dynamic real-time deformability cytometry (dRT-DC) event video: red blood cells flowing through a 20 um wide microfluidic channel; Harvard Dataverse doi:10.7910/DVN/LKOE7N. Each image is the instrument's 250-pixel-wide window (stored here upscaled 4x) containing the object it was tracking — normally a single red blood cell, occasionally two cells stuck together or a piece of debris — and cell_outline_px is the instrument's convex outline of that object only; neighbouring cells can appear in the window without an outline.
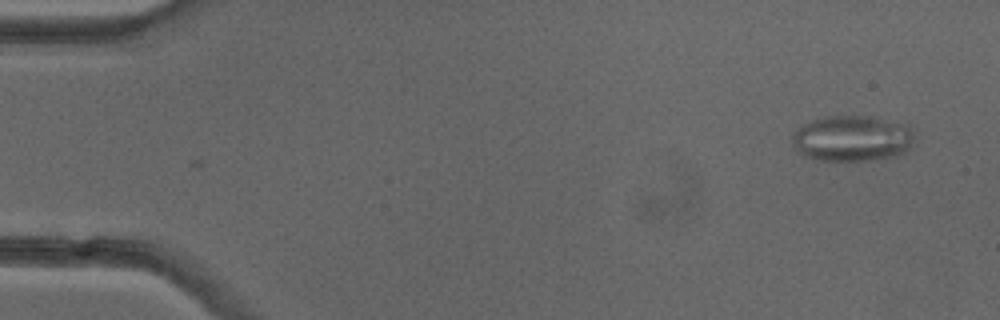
{"species": "common noctule bat (a hibernating species)", "species_latin": "Nyctalus noctula", "temperature_condition": "cold", "stored_images_in_passage": 2, "camera_frame_rate_fps": 3000, "um_per_image_px": 0.085, "animal": {"sex": "female"}, "frame": {"image": 1, "passage_image": 1, "time_ms": 0.0, "image_size_px": [1000, 320], "cell_outline_px": [[912, 144], [904, 152], [892, 156], [872, 160], [816, 160], [804, 156], [792, 144], [792, 132], [796, 128], [812, 120], [824, 116], [872, 116], [908, 124], [912, 128]], "centroid_in_image_um": [72.41, 11.75], "position_along_channel_um": 12.6, "area_um2": 32.77}}